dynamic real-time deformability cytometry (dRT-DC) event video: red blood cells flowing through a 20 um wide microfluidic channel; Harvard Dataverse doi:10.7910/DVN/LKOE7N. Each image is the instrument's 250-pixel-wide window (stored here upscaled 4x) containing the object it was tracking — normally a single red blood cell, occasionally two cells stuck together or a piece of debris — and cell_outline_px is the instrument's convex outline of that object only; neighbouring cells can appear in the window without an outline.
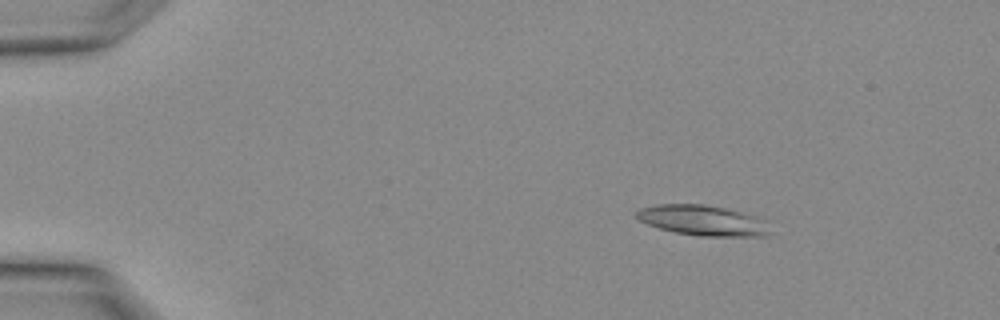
{"species": "Egyptian fruit bat (a non-hibernating species)", "species_latin": "Rousettus aegyptiacus", "temperature_condition": "warm", "stored_images_in_passage": 2, "camera_frame_rate_fps": 3000, "um_per_image_px": 0.085, "animal": {"sex": "female"}, "frame": {"image": 1, "passage_image": 1, "time_ms": 0.0, "image_size_px": [1000, 320], "cell_outline_px": [[768, 236], [700, 236], [676, 232], [660, 228], [648, 224], [640, 220], [636, 216], [636, 212], [640, 208], [656, 204], [704, 204], [724, 208], [756, 216], [764, 220], [768, 232]], "centroid_in_image_um": [59.7, 18.73], "position_along_channel_um": 25.3, "area_um2": 23.29}}
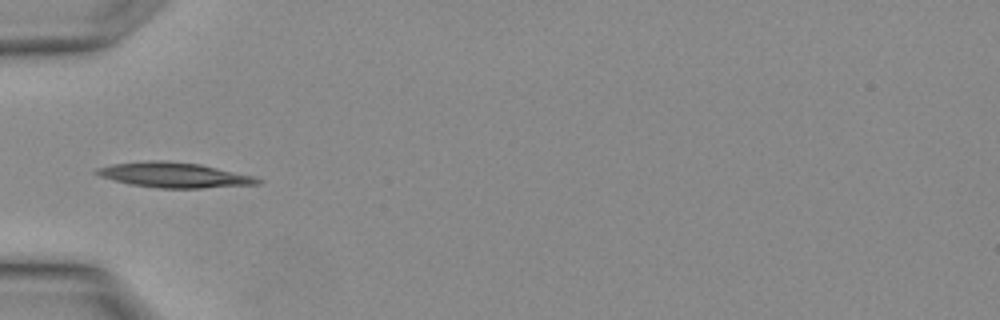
{"frame": {"image": 2, "passage_image": 2, "time_ms": 0.333, "image_size_px": [1000, 320], "cell_outline_px": [[260, 184], [200, 188], [160, 188], [132, 184], [112, 180], [100, 176], [92, 172], [96, 168], [112, 164], [148, 160], [168, 160], [200, 164], [252, 176], [260, 180]], "centroid_in_image_um": [14.73, 14.86], "position_along_channel_um": 70.3, "area_um2": 23.41}}